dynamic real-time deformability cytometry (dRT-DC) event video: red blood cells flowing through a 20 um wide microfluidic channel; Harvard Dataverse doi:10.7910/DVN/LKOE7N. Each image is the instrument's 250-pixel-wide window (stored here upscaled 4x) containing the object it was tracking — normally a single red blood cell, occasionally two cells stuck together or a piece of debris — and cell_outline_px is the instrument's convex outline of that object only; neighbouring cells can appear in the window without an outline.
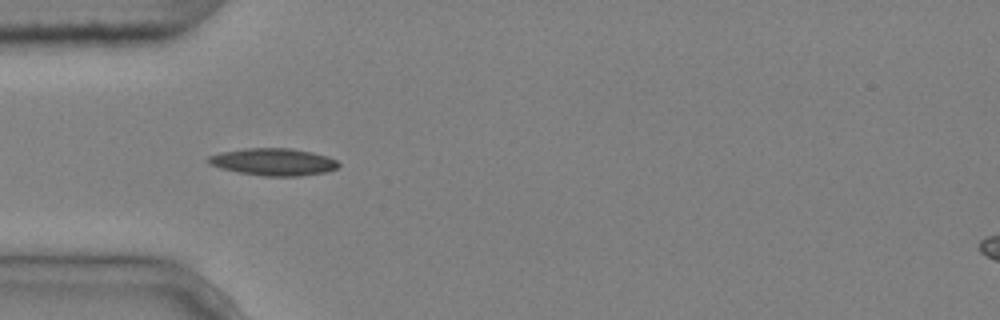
{"species": "common noctule bat (a hibernating species)", "species_latin": "Nyctalus noctula", "temperature_condition": "cold", "stored_images_in_passage": 4, "camera_frame_rate_fps": 3000, "um_per_image_px": 0.085, "animal": {"sex": "male", "body_mass_g": 20.4}, "frame": {"image": 1, "passage_image": 3, "time_ms": 0.667, "image_size_px": [1000, 320], "cell_outline_px": [[340, 164], [336, 168], [324, 172], [300, 176], [264, 176], [240, 172], [220, 168], [208, 164], [208, 156], [220, 152], [244, 148], [292, 148], [312, 152], [328, 156], [336, 160]], "centroid_in_image_um": [23.23, 13.75], "position_along_channel_um": 61.8, "area_um2": 20.63}}